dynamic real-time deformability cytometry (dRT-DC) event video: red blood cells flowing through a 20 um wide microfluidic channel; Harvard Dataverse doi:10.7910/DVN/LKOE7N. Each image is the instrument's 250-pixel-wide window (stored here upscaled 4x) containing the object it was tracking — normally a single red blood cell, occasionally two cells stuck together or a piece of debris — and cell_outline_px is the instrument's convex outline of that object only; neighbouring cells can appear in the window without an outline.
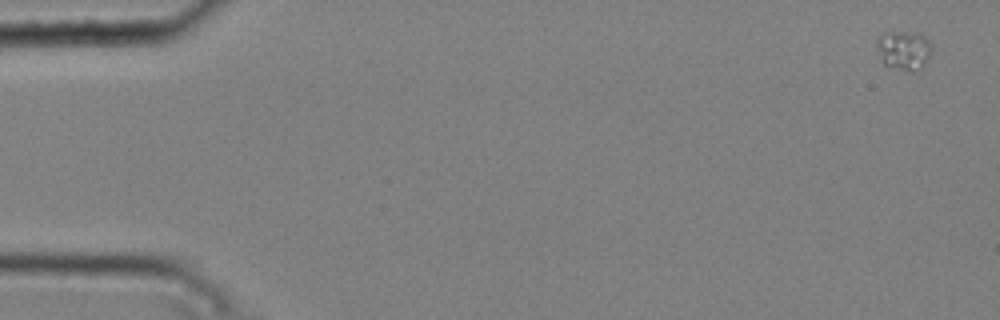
{"species": "common noctule bat (a hibernating species)", "species_latin": "Nyctalus noctula", "temperature_condition": "cold", "stored_images_in_passage": 6, "camera_frame_rate_fps": 3000, "um_per_image_px": 0.085, "animal": {"sex": "male", "body_mass_g": 20.4}, "frame": {"image": 1, "passage_image": 1, "time_ms": 0.0, "image_size_px": [1000, 320], "cell_outline_px": [[932, 48], [928, 56], [920, 68], [912, 72], [888, 68], [880, 60], [876, 44], [876, 40], [884, 32], [920, 32], [932, 44]], "centroid_in_image_um": [76.79, 4.27], "position_along_channel_um": 8.2, "area_um2": 12.77}}